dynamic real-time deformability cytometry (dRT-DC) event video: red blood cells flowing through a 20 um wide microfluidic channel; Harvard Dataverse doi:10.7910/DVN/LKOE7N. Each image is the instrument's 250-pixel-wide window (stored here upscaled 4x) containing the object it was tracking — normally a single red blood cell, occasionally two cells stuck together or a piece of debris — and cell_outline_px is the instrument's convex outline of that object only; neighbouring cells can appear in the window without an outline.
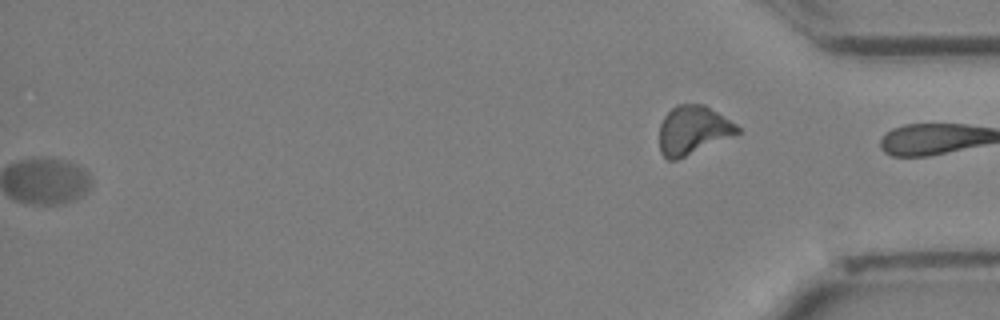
{"species": "Egyptian fruit bat (a non-hibernating species)", "species_latin": "Rousettus aegyptiacus", "temperature_condition": "cold", "stored_images_in_passage": 33, "segment_of_instrument_passage": [2, 2], "camera_frame_rate_fps": 3000, "um_per_image_px": 0.085, "animal": {"sex": "female"}, "frame": {"image": 1, "passage_image": 33, "time_ms": 10.667, "image_size_px": [1000, 320], "cell_outline_px": [[740, 132], [676, 160], [668, 160], [660, 152], [660, 124], [664, 116], [676, 104], [704, 104], [736, 124], [740, 128]], "centroid_in_image_um": [58.87, 11.04], "position_along_channel_um": 376.3, "area_um2": 21.73}}